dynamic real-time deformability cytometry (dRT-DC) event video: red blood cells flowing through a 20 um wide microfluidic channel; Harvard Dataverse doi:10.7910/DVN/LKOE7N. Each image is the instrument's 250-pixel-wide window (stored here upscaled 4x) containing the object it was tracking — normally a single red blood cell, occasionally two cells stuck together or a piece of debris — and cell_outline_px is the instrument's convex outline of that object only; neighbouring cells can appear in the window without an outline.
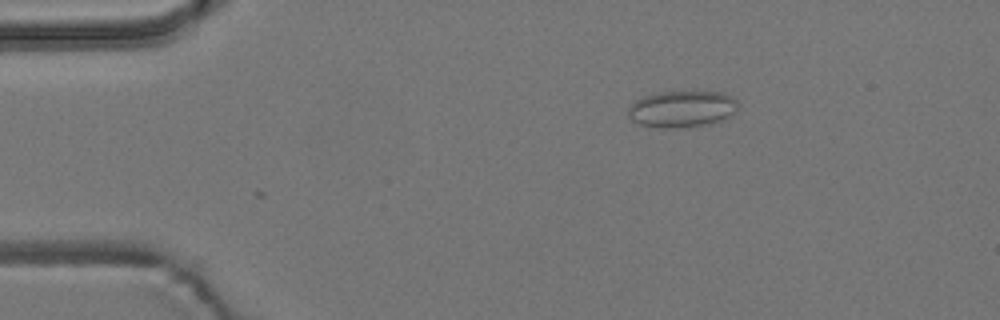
{"species": "common noctule bat (a hibernating species)", "species_latin": "Nyctalus noctula", "temperature_condition": "room temperature", "stored_images_in_passage": 4, "camera_frame_rate_fps": 3000, "um_per_image_px": 0.085, "animal": {"sex": "male", "body_mass_g": 19.2, "forearm_length_mm": 51.8}, "frame": {"image": 1, "passage_image": 4, "time_ms": 1.0, "image_size_px": [1000, 320], "cell_outline_px": [[740, 104], [728, 116], [720, 120], [708, 124], [676, 128], [660, 128], [640, 124], [632, 120], [628, 116], [628, 108], [636, 100], [644, 96], [660, 92], [720, 92], [732, 96]], "centroid_in_image_um": [57.94, 9.26], "position_along_channel_um": 27.1, "area_um2": 23.18}}